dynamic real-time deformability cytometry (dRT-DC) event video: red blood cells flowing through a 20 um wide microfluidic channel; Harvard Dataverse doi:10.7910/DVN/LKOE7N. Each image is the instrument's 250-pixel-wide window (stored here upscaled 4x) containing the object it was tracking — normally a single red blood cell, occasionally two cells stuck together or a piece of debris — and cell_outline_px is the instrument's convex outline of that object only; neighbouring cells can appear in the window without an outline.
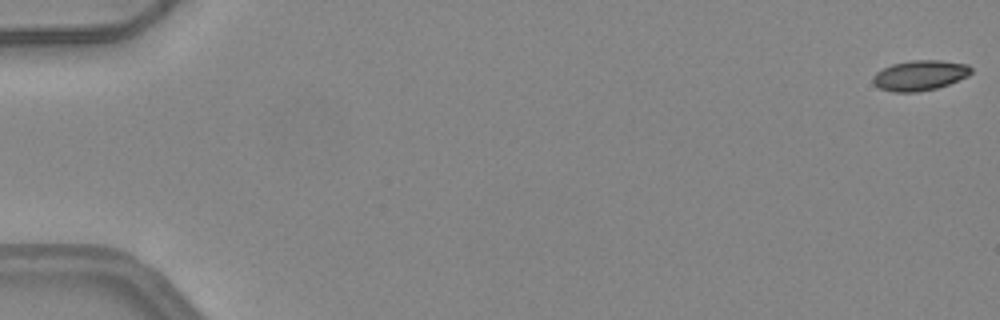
{"species": "common noctule bat (a hibernating species)", "species_latin": "Nyctalus noctula", "temperature_condition": "warm", "stored_images_in_passage": 9, "camera_frame_rate_fps": 3000, "um_per_image_px": 0.085, "animal": {"sex": "female", "body_mass_g": 24.6, "forearm_length_mm": 56.2}, "frame": {"image": 1, "passage_image": 1, "time_ms": 0.0, "image_size_px": [1000, 320], "cell_outline_px": [[972, 72], [968, 76], [948, 84], [936, 88], [916, 92], [892, 92], [880, 88], [872, 80], [872, 76], [876, 72], [892, 64], [912, 60], [940, 60], [968, 64], [972, 68]], "centroid_in_image_um": [78.2, 6.4], "position_along_channel_um": 6.8, "area_um2": 17.22}}